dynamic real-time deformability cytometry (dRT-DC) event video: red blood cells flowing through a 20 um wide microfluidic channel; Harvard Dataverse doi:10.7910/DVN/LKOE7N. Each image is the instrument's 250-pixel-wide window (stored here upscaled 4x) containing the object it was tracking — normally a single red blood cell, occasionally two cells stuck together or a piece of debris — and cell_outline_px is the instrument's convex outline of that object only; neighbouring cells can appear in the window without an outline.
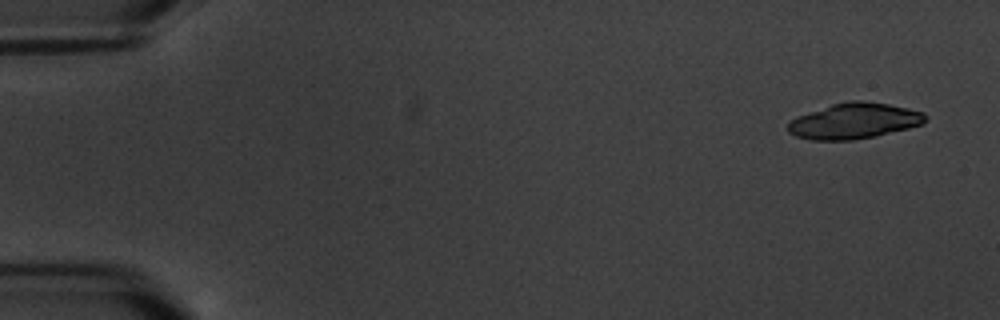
{"species": "common noctule bat (a hibernating species)", "species_latin": "Nyctalus noctula", "temperature_condition": "warm", "stored_images_in_passage": 6, "camera_frame_rate_fps": 3000, "um_per_image_px": 0.085, "animal": {"sex": "male", "body_mass_g": 20.1, "forearm_length_mm": 53.5}, "frame": {"image": 1, "passage_image": 1, "time_ms": 0.0, "image_size_px": [1000, 320], "cell_outline_px": [[928, 120], [924, 124], [876, 136], [852, 140], [812, 140], [796, 136], [788, 132], [788, 124], [796, 116], [832, 104], [848, 100], [864, 100], [888, 104], [908, 108], [924, 112], [928, 116]], "centroid_in_image_um": [72.64, 10.27], "position_along_channel_um": 12.4, "area_um2": 28.78}}